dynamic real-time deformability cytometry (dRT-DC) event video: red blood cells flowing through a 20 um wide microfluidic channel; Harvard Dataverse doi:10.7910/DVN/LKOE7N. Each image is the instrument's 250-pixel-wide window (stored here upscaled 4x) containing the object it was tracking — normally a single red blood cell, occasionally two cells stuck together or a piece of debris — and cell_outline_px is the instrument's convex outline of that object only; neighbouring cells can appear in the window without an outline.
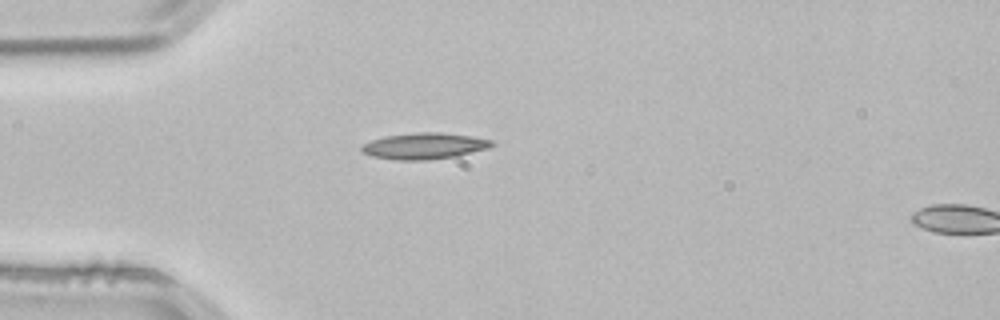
{"species": "common noctule bat (a hibernating species)", "species_latin": "Nyctalus noctula", "temperature_condition": "room temperature", "stored_images_in_passage": 3, "camera_frame_rate_fps": 3000, "um_per_image_px": 0.085, "animal": {"sex": "male", "body_mass_g": 21.5, "forearm_length_mm": 52.0}, "frame": {"image": 1, "passage_image": 1, "time_ms": 0.0, "image_size_px": [1000, 320], "cell_outline_px": [[496, 144], [488, 148], [456, 156], [428, 160], [396, 160], [372, 156], [360, 152], [360, 148], [364, 144], [372, 140], [384, 136], [416, 132], [440, 132], [472, 136], [496, 140]], "centroid_in_image_um": [36.09, 12.4], "position_along_channel_um": 48.9, "area_um2": 20.11}}